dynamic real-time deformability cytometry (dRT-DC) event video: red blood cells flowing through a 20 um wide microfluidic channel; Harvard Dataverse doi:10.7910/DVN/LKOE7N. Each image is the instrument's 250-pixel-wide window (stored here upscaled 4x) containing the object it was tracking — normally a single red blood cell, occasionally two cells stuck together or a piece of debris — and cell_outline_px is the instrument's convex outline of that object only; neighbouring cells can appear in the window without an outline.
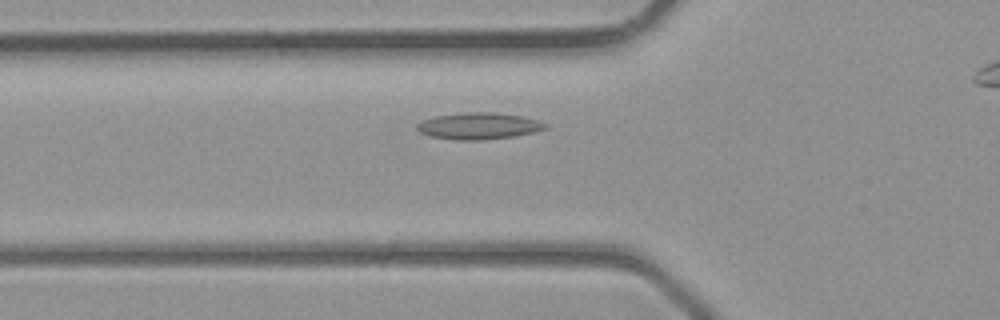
{"species": "common noctule bat (a hibernating species)", "species_latin": "Nyctalus noctula", "temperature_condition": "room temperature", "stored_images_in_passage": 24, "camera_frame_rate_fps": 3000, "um_per_image_px": 0.085, "animal": {"sex": "male", "body_mass_g": 23.1, "forearm_length_mm": 52.7}, "frame": {"image": 1, "passage_image": 5, "time_ms": 1.333, "image_size_px": [1000, 320], "cell_outline_px": [[548, 128], [536, 132], [512, 136], [480, 140], [456, 140], [428, 136], [420, 132], [416, 128], [416, 124], [424, 120], [436, 116], [464, 112], [496, 112], [524, 116], [548, 124]], "centroid_in_image_um": [40.71, 10.7], "position_along_channel_um": 85.1, "area_um2": 20.0}}
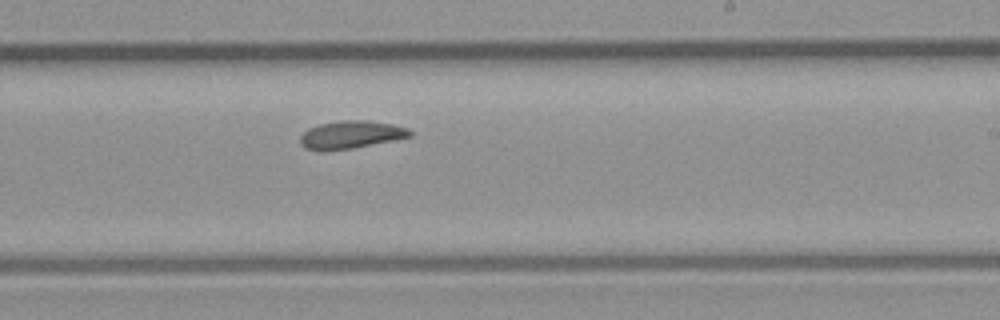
{"frame": {"image": 2, "passage_image": 15, "time_ms": 4.667, "image_size_px": [1000, 320], "cell_outline_px": [[412, 136], [352, 148], [304, 148], [300, 144], [300, 136], [308, 128], [320, 124], [344, 120], [368, 120], [392, 124], [408, 128], [412, 132]], "centroid_in_image_um": [29.87, 11.41], "position_along_channel_um": 259.1, "area_um2": 17.11}}
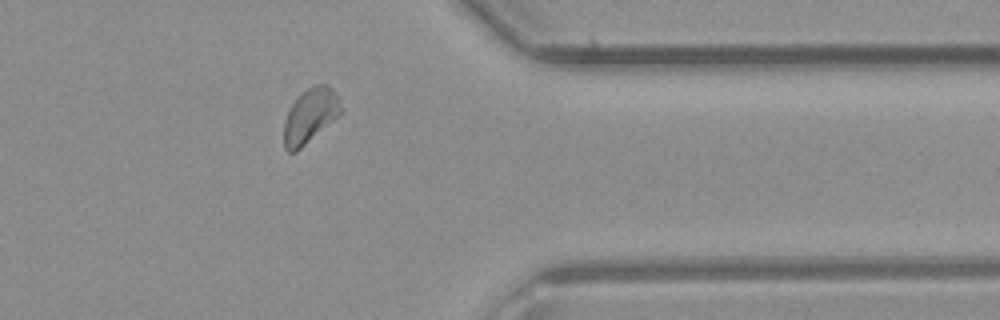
{"frame": {"image": 3, "passage_image": 23, "time_ms": 7.333, "image_size_px": [1000, 320], "cell_outline_px": [[344, 112], [296, 152], [288, 152], [284, 148], [284, 120], [292, 104], [308, 88], [316, 84], [328, 84], [332, 88], [344, 108]], "centroid_in_image_um": [26.4, 9.85], "position_along_channel_um": 385.0, "area_um2": 18.09}}